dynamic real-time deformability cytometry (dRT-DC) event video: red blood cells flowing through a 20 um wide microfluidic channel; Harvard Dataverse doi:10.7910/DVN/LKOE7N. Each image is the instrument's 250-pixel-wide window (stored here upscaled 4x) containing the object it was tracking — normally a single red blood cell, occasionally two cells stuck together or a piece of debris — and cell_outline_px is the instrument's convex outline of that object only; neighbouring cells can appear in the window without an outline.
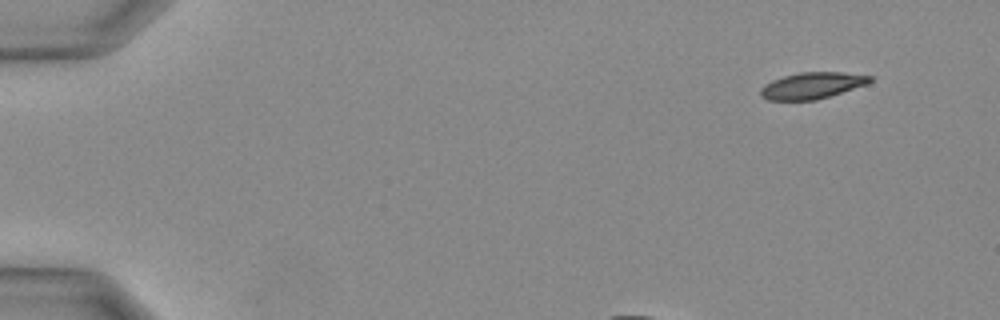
{"species": "Egyptian fruit bat (a non-hibernating species)", "species_latin": "Rousettus aegyptiacus", "temperature_condition": "warm", "stored_images_in_passage": 27, "camera_frame_rate_fps": 3000, "um_per_image_px": 0.085, "animal": {"sex": "female"}, "frame": {"image": 1, "passage_image": 1, "time_ms": 0.0, "image_size_px": [1000, 320], "cell_outline_px": [[872, 80], [868, 84], [816, 100], [768, 100], [760, 96], [760, 88], [764, 84], [772, 80], [784, 76], [800, 72], [840, 72], [872, 76]], "centroid_in_image_um": [69.0, 7.27], "position_along_channel_um": 16.0, "area_um2": 16.82}}